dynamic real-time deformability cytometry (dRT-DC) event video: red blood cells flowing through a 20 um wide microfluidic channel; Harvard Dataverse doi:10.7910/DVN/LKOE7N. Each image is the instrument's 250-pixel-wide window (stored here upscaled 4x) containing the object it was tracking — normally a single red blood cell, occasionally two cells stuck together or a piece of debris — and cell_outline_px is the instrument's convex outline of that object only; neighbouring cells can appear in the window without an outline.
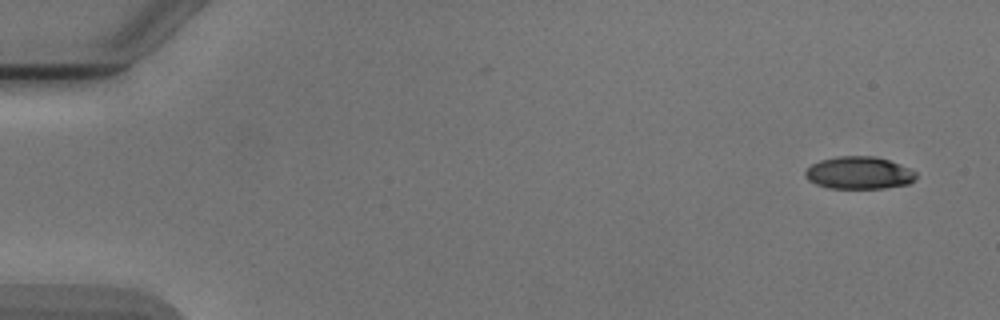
{"species": "Egyptian fruit bat (a non-hibernating species)", "species_latin": "Rousettus aegyptiacus", "temperature_condition": "cold", "stored_images_in_passage": 43, "camera_frame_rate_fps": 3000, "um_per_image_px": 0.085, "animal": {"sex": "male"}, "frame": {"image": 1, "passage_image": 1, "time_ms": 0.0, "image_size_px": [1000, 320], "cell_outline_px": [[916, 180], [908, 184], [884, 188], [828, 188], [816, 184], [808, 180], [804, 176], [804, 172], [812, 164], [820, 160], [836, 156], [876, 156], [900, 164], [916, 172]], "centroid_in_image_um": [73.01, 14.69], "position_along_channel_um": 12.0, "area_um2": 21.04}}
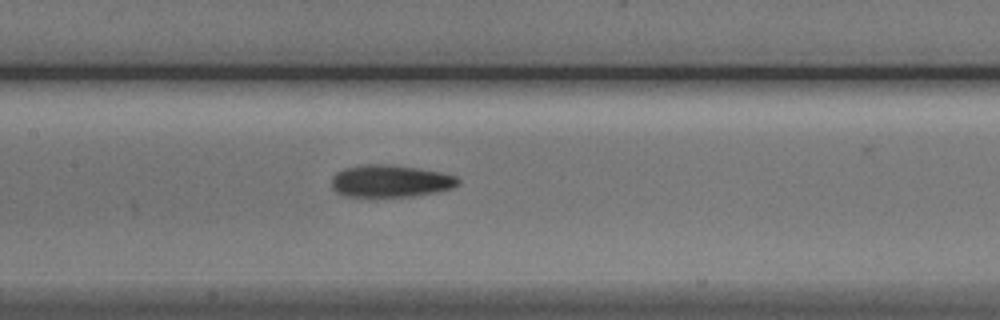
{"frame": {"image": 2, "passage_image": 24, "time_ms": 7.667, "image_size_px": [1000, 320], "cell_outline_px": [[460, 184], [452, 188], [436, 192], [412, 196], [368, 200], [344, 196], [336, 192], [332, 188], [332, 176], [336, 172], [344, 168], [364, 164], [384, 164], [416, 168], [440, 172], [456, 176], [460, 180]], "centroid_in_image_um": [33.12, 15.44], "position_along_channel_um": 174.3, "area_um2": 24.68}}
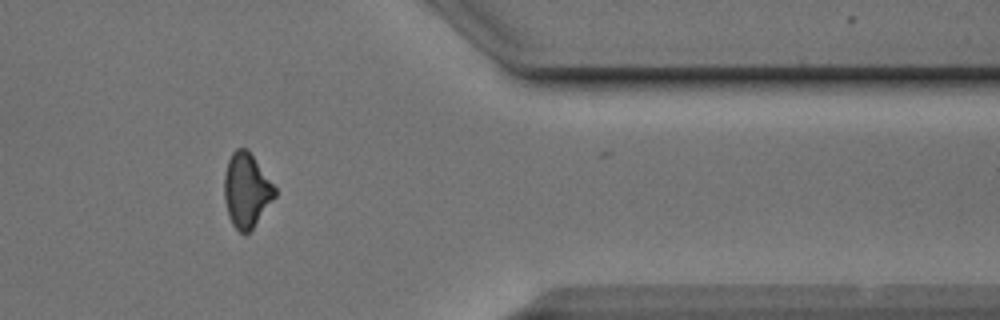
{"frame": {"image": 3, "passage_image": 42, "time_ms": 13.667, "image_size_px": [1000, 320], "cell_outline_px": [[276, 196], [252, 228], [244, 236], [232, 224], [228, 216], [224, 200], [224, 176], [228, 160], [232, 152], [236, 148], [248, 148], [276, 188]], "centroid_in_image_um": [20.94, 16.16], "position_along_channel_um": 390.5, "area_um2": 21.96}, "authors_computed_cell_mechanics": {"area_um2": 22.8888, "velocity_mm_per_s": 3.9114, "shape_relaxation_time_tau1_ms": 3.9313, "shape_relaxation_time_tau2_ms": 5.0201, "deformation_change_tau1": 0.1457, "deformation_change_tau2": 0.1418}}